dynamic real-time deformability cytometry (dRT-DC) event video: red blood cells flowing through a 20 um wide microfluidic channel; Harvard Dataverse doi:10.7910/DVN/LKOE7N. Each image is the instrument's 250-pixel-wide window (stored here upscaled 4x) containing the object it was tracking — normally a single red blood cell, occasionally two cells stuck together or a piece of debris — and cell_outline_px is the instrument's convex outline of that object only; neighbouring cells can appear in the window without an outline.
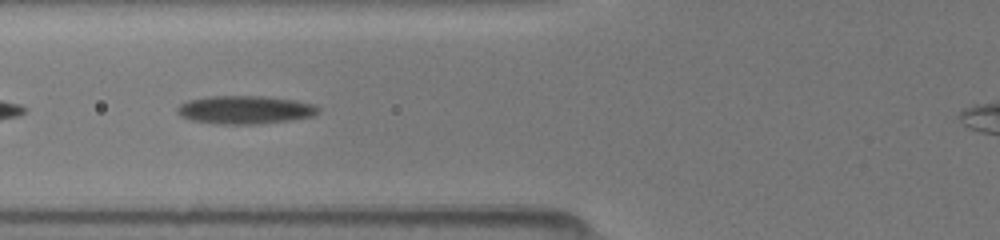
{"species": "common noctule bat (a hibernating species)", "species_latin": "Nyctalus noctula", "temperature_condition": "room temperature", "stored_images_in_passage": 14, "camera_frame_rate_fps": 3000, "um_per_image_px": 0.085, "animal": {"sex": "female", "body_mass_g": 19.5, "forearm_length_mm": 54.1}, "frame": {"image": 1, "passage_image": 5, "time_ms": 1.333, "image_size_px": [1000, 240], "cell_outline_px": [[320, 112], [312, 116], [288, 120], [256, 124], [220, 124], [192, 120], [180, 116], [176, 112], [176, 108], [180, 104], [188, 100], [208, 96], [264, 96], [296, 100], [316, 104], [320, 108]], "centroid_in_image_um": [20.83, 9.32], "position_along_channel_um": 105.0, "area_um2": 23.29}}
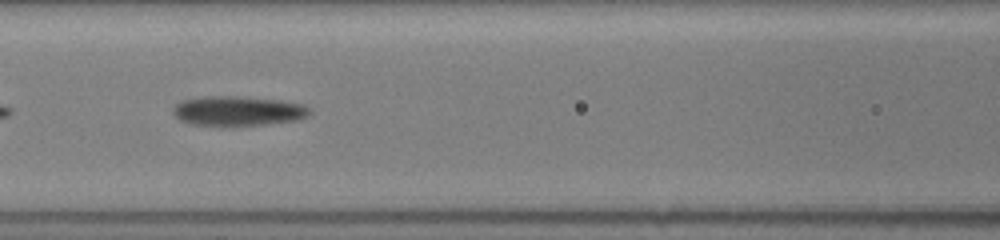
{"frame": {"image": 2, "passage_image": 8, "time_ms": 2.333, "image_size_px": [1000, 240], "cell_outline_px": [[308, 116], [296, 120], [264, 124], [192, 124], [180, 120], [172, 112], [172, 108], [176, 104], [184, 100], [204, 96], [244, 96], [280, 100], [304, 104], [308, 108]], "centroid_in_image_um": [20.22, 9.4], "position_along_channel_um": 146.4, "area_um2": 23.12}}